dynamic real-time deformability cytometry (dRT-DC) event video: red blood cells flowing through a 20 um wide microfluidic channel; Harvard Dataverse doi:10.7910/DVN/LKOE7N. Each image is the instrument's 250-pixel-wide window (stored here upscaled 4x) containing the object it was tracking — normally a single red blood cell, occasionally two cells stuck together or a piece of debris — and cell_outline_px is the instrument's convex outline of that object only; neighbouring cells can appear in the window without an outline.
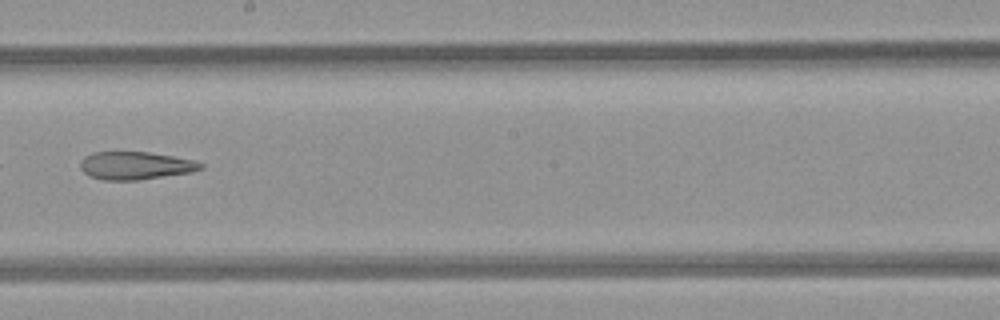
{"species": "common noctule bat (a hibernating species)", "species_latin": "Nyctalus noctula", "temperature_condition": "room temperature", "stored_images_in_passage": 35, "camera_frame_rate_fps": 3000, "um_per_image_px": 0.085, "animal": {"sex": "female", "body_mass_g": 21.9}, "frame": {"image": 1, "passage_image": 20, "time_ms": 6.333, "image_size_px": [1000, 320], "cell_outline_px": [[204, 168], [192, 172], [136, 180], [104, 180], [88, 176], [80, 168], [80, 164], [84, 156], [92, 152], [148, 152], [172, 156], [192, 160], [204, 164]], "centroid_in_image_um": [11.49, 14.07], "position_along_channel_um": 236.7, "area_um2": 19.48}}
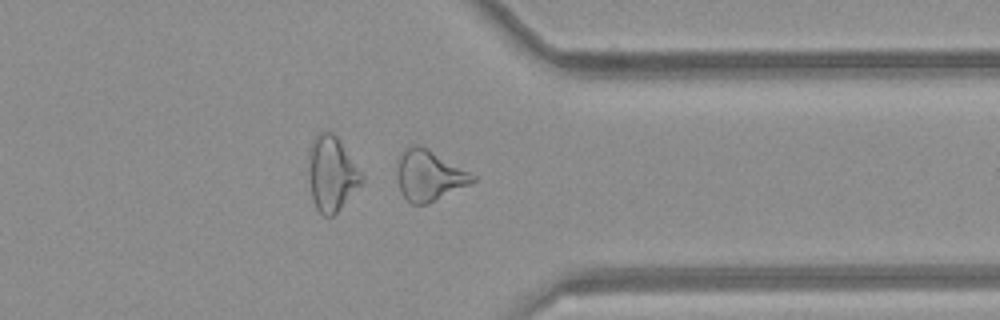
{"frame": {"image": 2, "passage_image": 30, "time_ms": 9.667, "image_size_px": [1000, 320], "cell_outline_px": [[476, 180], [428, 204], [412, 204], [400, 192], [396, 176], [396, 160], [404, 148], [412, 144], [416, 144], [428, 148], [476, 176]], "centroid_in_image_um": [36.4, 14.89], "position_along_channel_um": 375.0, "area_um2": 22.31}}